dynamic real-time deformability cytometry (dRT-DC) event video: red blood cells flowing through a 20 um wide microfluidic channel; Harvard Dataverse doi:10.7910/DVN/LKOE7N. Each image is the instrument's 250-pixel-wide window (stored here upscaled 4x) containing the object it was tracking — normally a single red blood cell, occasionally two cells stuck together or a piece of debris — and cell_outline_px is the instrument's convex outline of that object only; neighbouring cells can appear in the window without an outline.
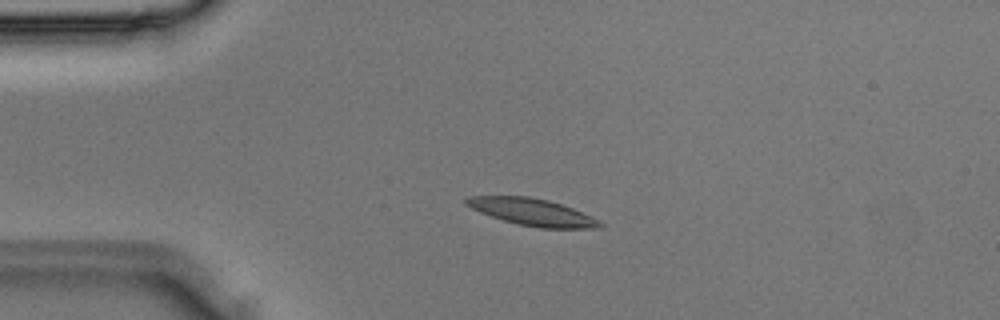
{"species": "Egyptian fruit bat (a non-hibernating species)", "species_latin": "Rousettus aegyptiacus", "temperature_condition": "room temperature", "stored_images_in_passage": 37, "camera_frame_rate_fps": 3000, "um_per_image_px": 0.085, "animal": {"sex": "male"}, "frame": {"image": 1, "passage_image": 8, "time_ms": 2.333, "image_size_px": [1000, 320], "cell_outline_px": [[604, 224], [600, 228], [540, 228], [520, 224], [504, 220], [480, 212], [464, 204], [464, 200], [468, 196], [528, 196], [548, 200], [572, 208], [592, 216], [600, 220]], "centroid_in_image_um": [45.26, 18.02], "position_along_channel_um": 39.7, "area_um2": 20.87}}
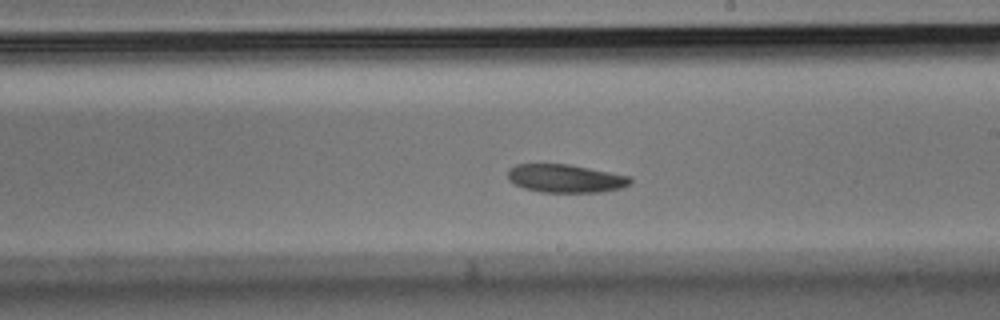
{"frame": {"image": 2, "passage_image": 21, "time_ms": 6.667, "image_size_px": [1000, 320], "cell_outline_px": [[632, 184], [620, 188], [600, 192], [540, 192], [524, 188], [508, 180], [508, 168], [516, 164], [568, 164], [632, 176]], "centroid_in_image_um": [48.08, 15.16], "position_along_channel_um": 240.9, "area_um2": 20.23}}
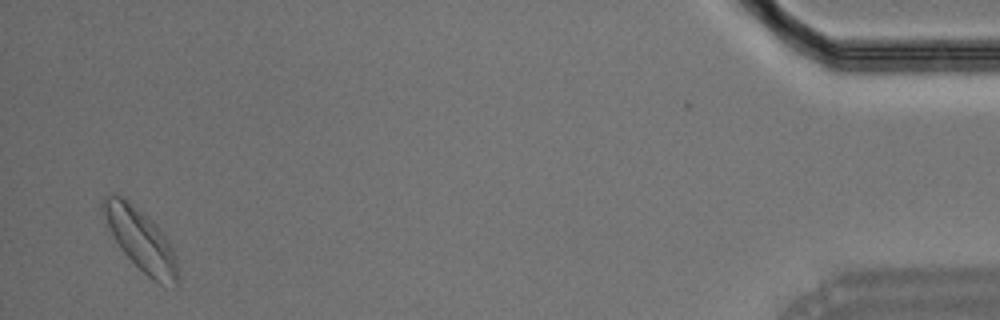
{"frame": {"image": 3, "passage_image": 36, "time_ms": 11.667, "image_size_px": [1000, 320], "cell_outline_px": [[180, 284], [176, 288], [160, 284], [152, 280], [124, 252], [116, 240], [100, 212], [100, 204], [104, 196], [108, 192], [112, 192], [124, 196], [152, 220], [156, 224], [172, 248], [176, 260], [180, 276]], "centroid_in_image_um": [11.96, 20.35], "position_along_channel_um": 423.2, "area_um2": 27.17}}